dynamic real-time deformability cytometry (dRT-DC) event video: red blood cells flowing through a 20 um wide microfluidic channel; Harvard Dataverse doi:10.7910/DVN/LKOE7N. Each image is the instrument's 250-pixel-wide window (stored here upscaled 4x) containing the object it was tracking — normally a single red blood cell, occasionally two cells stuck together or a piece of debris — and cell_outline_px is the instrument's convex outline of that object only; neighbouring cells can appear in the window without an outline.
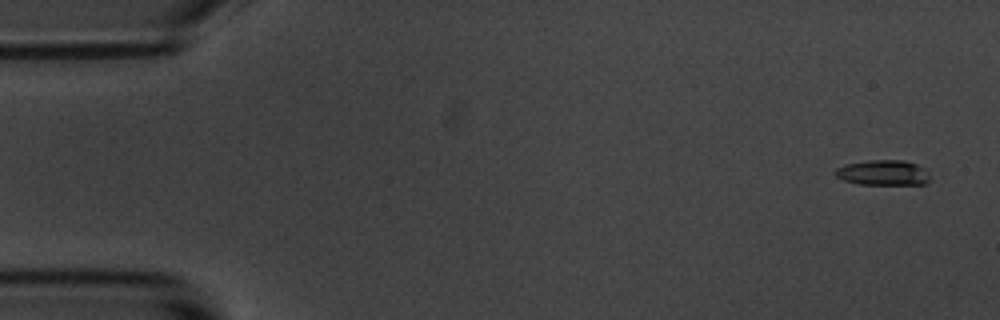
{"species": "common noctule bat (a hibernating species)", "species_latin": "Nyctalus noctula", "temperature_condition": "room temperature", "stored_images_in_passage": 53, "camera_frame_rate_fps": 3000, "um_per_image_px": 0.085, "animal": {"sex": "male", "body_mass_g": 20.1, "forearm_length_mm": 53.5}, "frame": {"image": 1, "passage_image": 1, "time_ms": 0.0, "image_size_px": [1000, 320], "cell_outline_px": [[932, 180], [928, 184], [856, 184], [844, 180], [836, 176], [832, 172], [836, 168], [844, 164], [868, 160], [904, 160], [916, 164], [924, 168]], "centroid_in_image_um": [75.06, 14.68], "position_along_channel_um": 9.9, "area_um2": 14.16}}
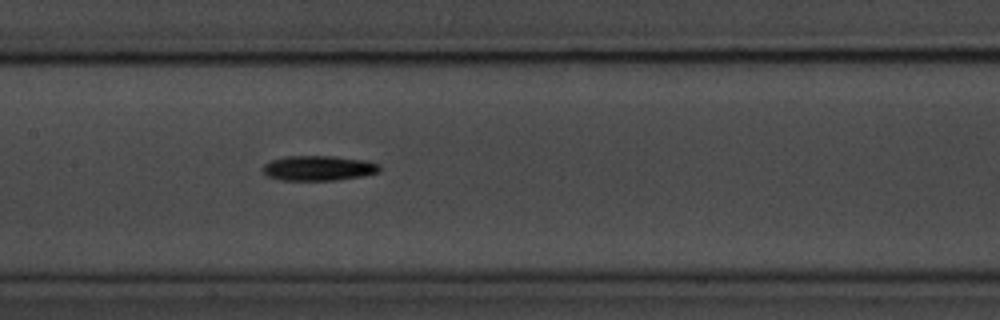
{"frame": {"image": 2, "passage_image": 25, "time_ms": 8.0, "image_size_px": [1000, 320], "cell_outline_px": [[380, 168], [376, 172], [364, 176], [336, 180], [280, 180], [268, 176], [264, 172], [264, 164], [272, 160], [284, 156], [332, 156], [364, 160], [380, 164]], "centroid_in_image_um": [27.07, 14.29], "position_along_channel_um": 180.3, "area_um2": 16.88}}
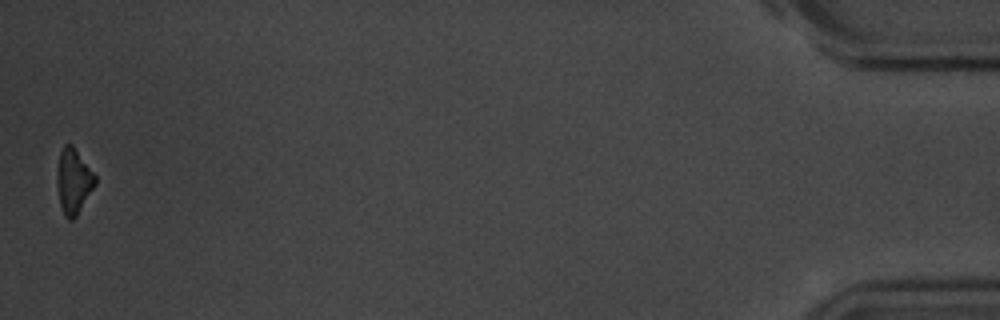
{"frame": {"image": 3, "passage_image": 53, "time_ms": 17.333, "image_size_px": [1000, 320], "cell_outline_px": [[96, 184], [76, 216], [72, 220], [68, 220], [64, 216], [60, 204], [56, 184], [56, 180], [60, 152], [64, 144], [72, 144], [96, 176]], "centroid_in_image_um": [6.24, 15.41], "position_along_channel_um": 429.0, "area_um2": 14.39}, "authors_computed_cell_mechanics": {"area_um2": 15.5482, "velocity_mm_per_s": 3.6743, "shape_relaxation_time_tau1_ms": 2.1387, "shape_relaxation_time_tau2_ms": null, "deformation_change_tau1": 0.112, "deformation_change_tau2": null}}